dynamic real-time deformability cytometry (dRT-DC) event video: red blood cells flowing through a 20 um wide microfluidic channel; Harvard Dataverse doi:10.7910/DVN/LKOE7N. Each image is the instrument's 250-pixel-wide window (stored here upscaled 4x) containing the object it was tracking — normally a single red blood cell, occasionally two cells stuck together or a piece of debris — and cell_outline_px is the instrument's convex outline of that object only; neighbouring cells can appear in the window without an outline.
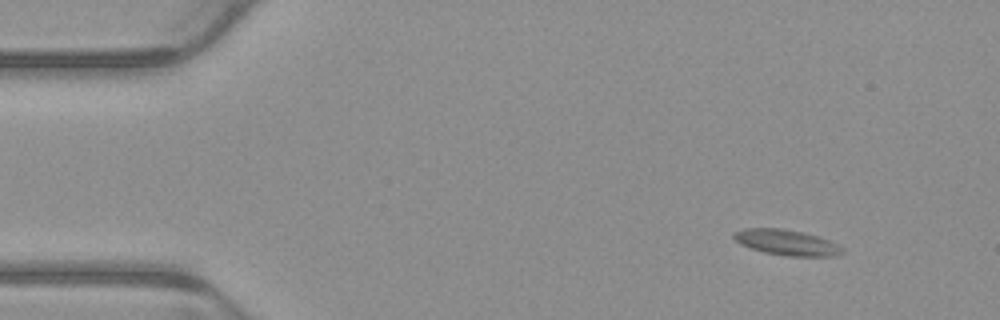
{"species": "common noctule bat (a hibernating species)", "species_latin": "Nyctalus noctula", "temperature_condition": "warm", "stored_images_in_passage": 8, "camera_frame_rate_fps": 3000, "um_per_image_px": 0.085, "animal": {"sex": "male", "body_mass_g": 23.1, "forearm_length_mm": 52.7}, "frame": {"image": 1, "passage_image": 2, "time_ms": 0.333, "image_size_px": [1000, 320], "cell_outline_px": [[844, 252], [836, 256], [788, 256], [764, 252], [740, 244], [732, 236], [732, 232], [744, 228], [784, 228], [804, 232], [820, 236], [844, 248]], "centroid_in_image_um": [66.87, 20.59], "position_along_channel_um": 18.1, "area_um2": 16.3}}
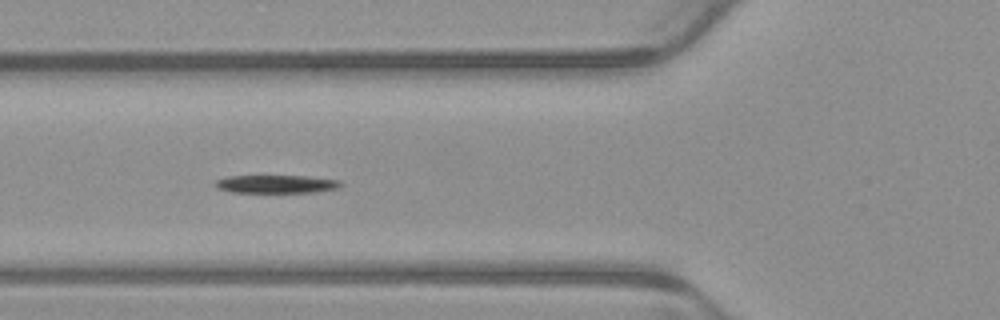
{"frame": {"image": 2, "passage_image": 6, "time_ms": 1.667, "image_size_px": [1000, 320], "cell_outline_px": [[344, 184], [340, 188], [316, 192], [232, 192], [216, 188], [212, 184], [216, 180], [228, 176], [304, 176], [340, 180]], "centroid_in_image_um": [23.49, 15.64], "position_along_channel_um": 102.3, "area_um2": 13.29}}
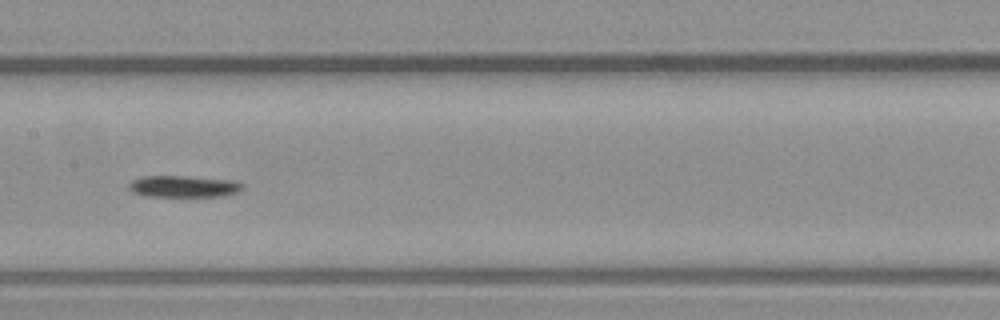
{"frame": {"image": 3, "passage_image": 8, "time_ms": 2.333, "image_size_px": [1000, 320], "cell_outline_px": [[244, 188], [236, 192], [224, 196], [148, 196], [132, 192], [128, 188], [128, 184], [132, 180], [144, 176], [188, 176], [240, 180], [244, 184]], "centroid_in_image_um": [15.67, 15.83], "position_along_channel_um": 191.7, "area_um2": 14.57}}